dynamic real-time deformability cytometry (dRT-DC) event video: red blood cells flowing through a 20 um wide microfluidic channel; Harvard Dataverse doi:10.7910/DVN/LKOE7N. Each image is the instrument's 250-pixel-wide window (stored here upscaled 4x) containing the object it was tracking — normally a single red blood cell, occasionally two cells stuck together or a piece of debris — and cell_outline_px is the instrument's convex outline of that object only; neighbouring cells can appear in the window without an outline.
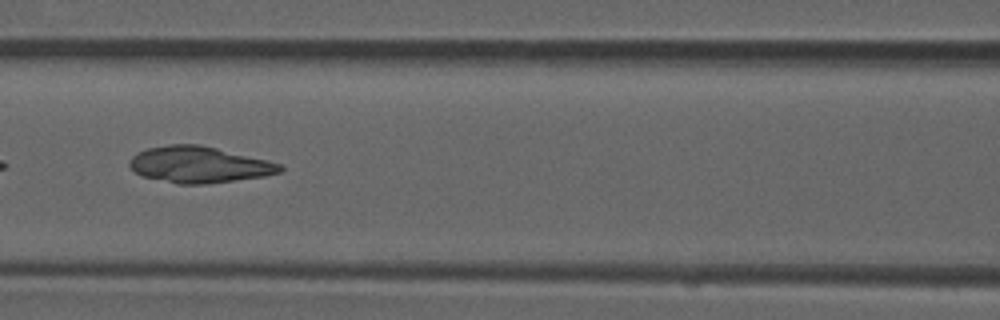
{"species": "common noctule bat (a hibernating species)", "species_latin": "Nyctalus noctula", "temperature_condition": "room temperature", "stored_images_in_passage": 7, "camera_frame_rate_fps": 3000, "um_per_image_px": 0.085, "animal": {"sex": "male", "forearm_length_mm": 52.5}, "frame": {"image": 1, "passage_image": 7, "time_ms": 2.0, "image_size_px": [1000, 320], "cell_outline_px": [[284, 168], [280, 172], [264, 176], [236, 180], [204, 184], [176, 184], [144, 176], [136, 172], [128, 164], [132, 156], [136, 152], [148, 148], [168, 144], [200, 144], [268, 160], [280, 164]], "centroid_in_image_um": [16.91, 13.99], "position_along_channel_um": 149.7, "area_um2": 31.73}}